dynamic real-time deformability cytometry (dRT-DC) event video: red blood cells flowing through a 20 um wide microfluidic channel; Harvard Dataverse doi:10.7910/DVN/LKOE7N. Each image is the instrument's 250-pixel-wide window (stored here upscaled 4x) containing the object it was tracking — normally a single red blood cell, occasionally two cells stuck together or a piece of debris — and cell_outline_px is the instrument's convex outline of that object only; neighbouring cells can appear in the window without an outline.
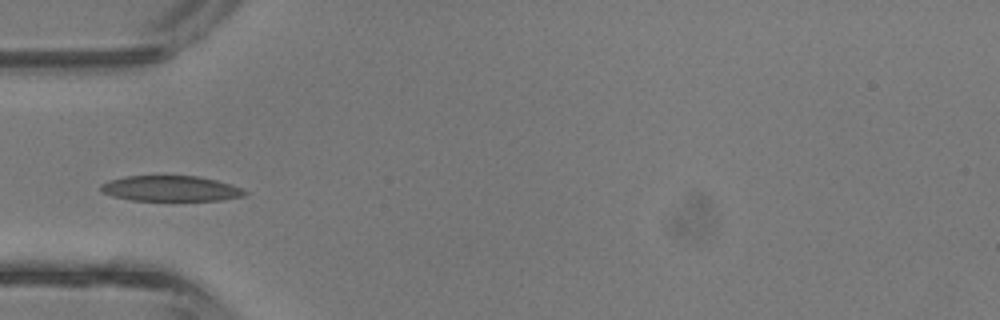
{"species": "common noctule bat (a hibernating species)", "species_latin": "Nyctalus noctula", "temperature_condition": "room temperature", "stored_images_in_passage": 30, "camera_frame_rate_fps": 3000, "um_per_image_px": 0.085, "animal": {"sex": "male", "body_mass_g": 13.3}, "frame": {"image": 1, "passage_image": 1, "time_ms": 0.0, "image_size_px": [1000, 320], "cell_outline_px": [[248, 192], [244, 196], [220, 200], [132, 200], [112, 196], [104, 192], [100, 188], [100, 184], [108, 180], [124, 176], [200, 176], [232, 184]], "centroid_in_image_um": [14.5, 16.02], "position_along_channel_um": 70.5, "area_um2": 21.33}}
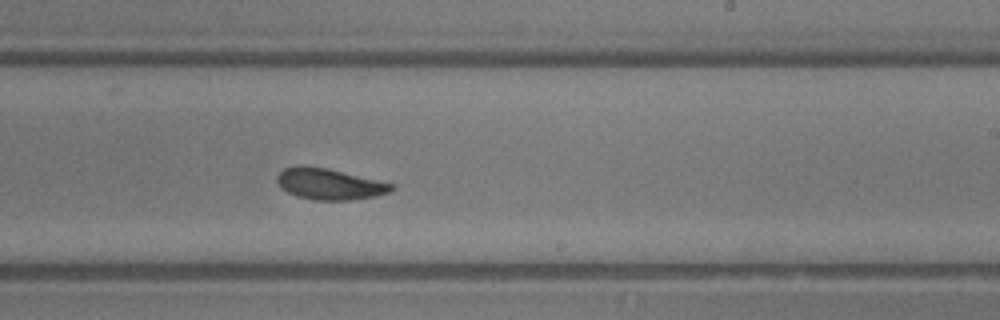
{"frame": {"image": 2, "passage_image": 13, "time_ms": 4.0, "image_size_px": [1000, 320], "cell_outline_px": [[396, 188], [388, 192], [376, 196], [352, 200], [312, 200], [296, 196], [280, 188], [276, 180], [276, 176], [284, 168], [296, 164], [304, 164], [328, 168], [396, 184]], "centroid_in_image_um": [27.98, 15.62], "position_along_channel_um": 261.0, "area_um2": 21.27}}
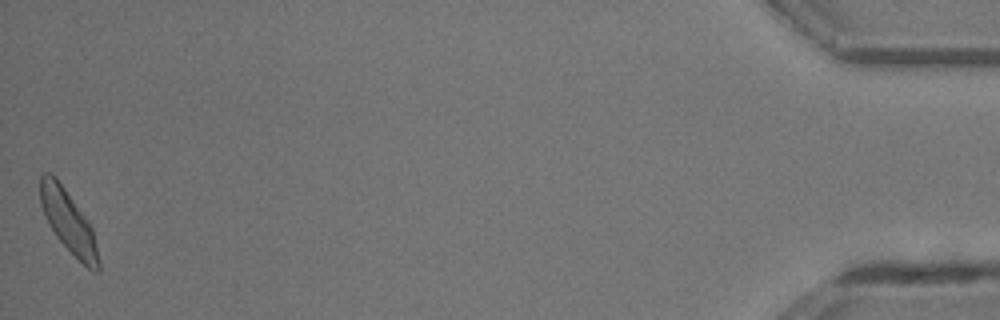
{"frame": {"image": 3, "passage_image": 30, "time_ms": 9.667, "image_size_px": [1000, 320], "cell_outline_px": [[100, 272], [92, 272], [56, 236], [48, 224], [40, 204], [40, 176], [44, 172], [48, 172], [56, 176], [88, 220], [92, 228], [100, 260]], "centroid_in_image_um": [5.81, 18.82], "position_along_channel_um": 429.4, "area_um2": 21.04}, "authors_computed_cell_mechanics": {"area_um2": 20.8947, "velocity_mm_per_s": 4.7491, "shape_relaxation_time_tau1_ms": 2.1687, "shape_relaxation_time_tau2_ms": 2.5281, "deformation_change_tau1": 0.0942, "deformation_change_tau2": 0.0779}}